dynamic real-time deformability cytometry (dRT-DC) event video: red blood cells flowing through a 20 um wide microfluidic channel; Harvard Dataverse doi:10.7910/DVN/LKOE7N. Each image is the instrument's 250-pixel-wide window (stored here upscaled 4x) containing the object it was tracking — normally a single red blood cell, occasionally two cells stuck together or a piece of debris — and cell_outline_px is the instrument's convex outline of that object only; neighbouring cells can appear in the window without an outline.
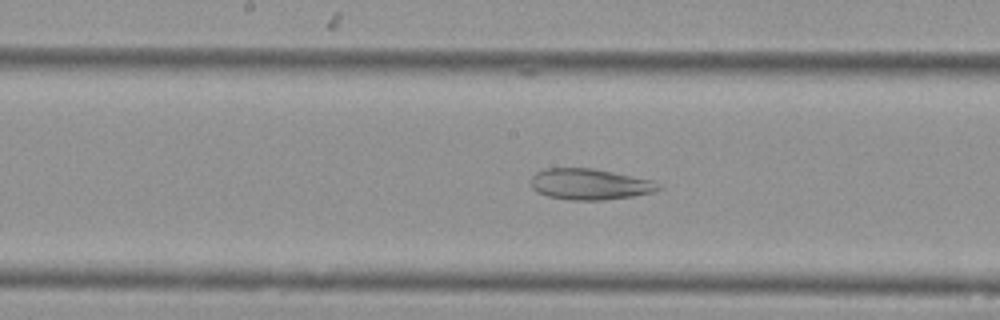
{"species": "Egyptian fruit bat (a non-hibernating species)", "species_latin": "Rousettus aegyptiacus", "temperature_condition": "cold", "stored_images_in_passage": 49, "camera_frame_rate_fps": 3000, "um_per_image_px": 0.085, "animal": {"sex": "female"}, "frame": {"image": 1, "passage_image": 21, "time_ms": 6.667, "image_size_px": [1000, 320], "cell_outline_px": [[664, 188], [656, 192], [632, 196], [604, 200], [568, 200], [548, 196], [536, 192], [532, 188], [532, 176], [536, 172], [544, 168], [592, 168], [652, 180]], "centroid_in_image_um": [50.13, 15.66], "position_along_channel_um": 198.1, "area_um2": 23.12}}
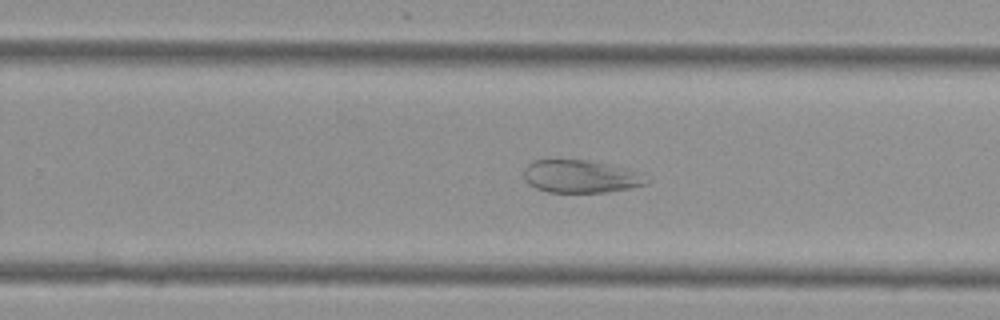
{"frame": {"image": 2, "passage_image": 28, "time_ms": 9.0, "image_size_px": [1000, 320], "cell_outline_px": [[648, 184], [608, 192], [548, 192], [536, 188], [528, 184], [524, 180], [524, 168], [532, 160], [552, 156], [588, 160], [604, 164], [632, 172], [648, 180]], "centroid_in_image_um": [49.16, 14.96], "position_along_channel_um": 280.6, "area_um2": 23.58}}
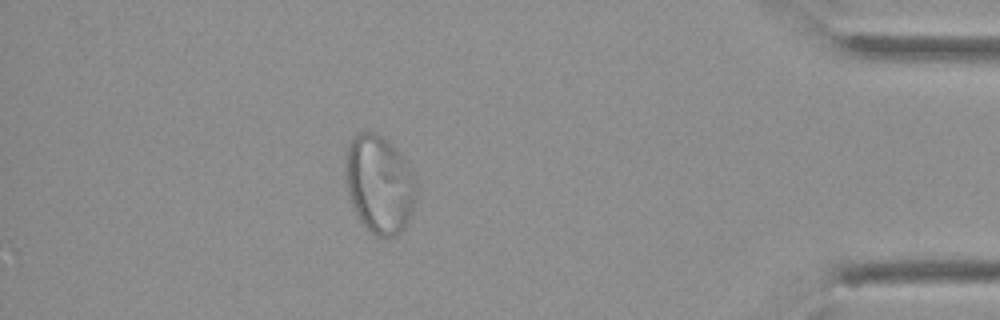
{"frame": {"image": 3, "passage_image": 42, "time_ms": 13.667, "image_size_px": [1000, 320], "cell_outline_px": [[416, 200], [408, 224], [396, 236], [376, 236], [360, 220], [352, 204], [348, 192], [344, 176], [344, 156], [348, 144], [352, 136], [360, 132], [372, 132], [388, 140], [400, 152], [412, 172], [416, 180]], "centroid_in_image_um": [32.24, 15.63], "position_along_channel_um": 403.0, "area_um2": 40.86}}